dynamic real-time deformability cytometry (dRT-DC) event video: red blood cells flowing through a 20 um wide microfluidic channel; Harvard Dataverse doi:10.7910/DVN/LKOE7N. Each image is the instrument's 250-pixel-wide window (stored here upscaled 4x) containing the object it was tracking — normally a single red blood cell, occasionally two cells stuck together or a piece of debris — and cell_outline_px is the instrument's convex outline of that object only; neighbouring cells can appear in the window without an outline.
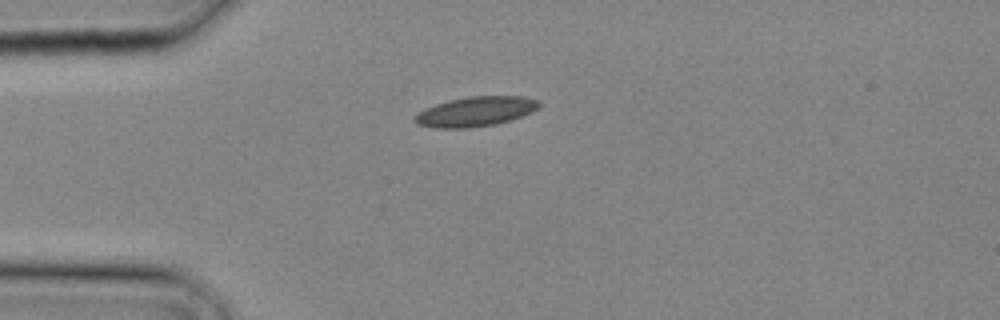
{"species": "common noctule bat (a hibernating species)", "species_latin": "Nyctalus noctula", "temperature_condition": "cold", "stored_images_in_passage": 8, "camera_frame_rate_fps": 3000, "um_per_image_px": 0.085, "animal": {"sex": "male", "body_mass_g": 20.4}, "frame": {"image": 1, "passage_image": 1, "time_ms": 0.0, "image_size_px": [1000, 320], "cell_outline_px": [[540, 108], [532, 112], [512, 120], [496, 124], [468, 128], [436, 128], [416, 124], [412, 120], [420, 112], [436, 104], [452, 100], [472, 96], [520, 96], [540, 100]], "centroid_in_image_um": [40.49, 9.49], "position_along_channel_um": 44.5, "area_um2": 21.44}}
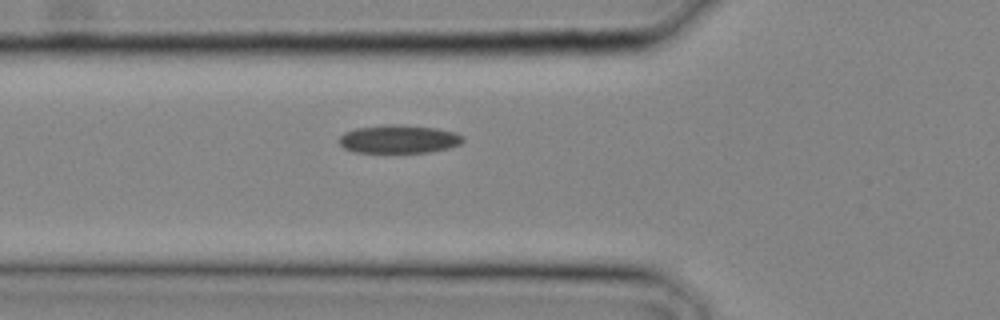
{"frame": {"image": 2, "passage_image": 4, "time_ms": 1.0, "image_size_px": [1000, 320], "cell_outline_px": [[464, 140], [460, 144], [448, 148], [428, 152], [356, 152], [344, 148], [340, 144], [340, 136], [344, 132], [356, 128], [388, 124], [404, 124], [436, 128], [456, 132], [464, 136]], "centroid_in_image_um": [33.93, 11.81], "position_along_channel_um": 91.9, "area_um2": 20.46}}
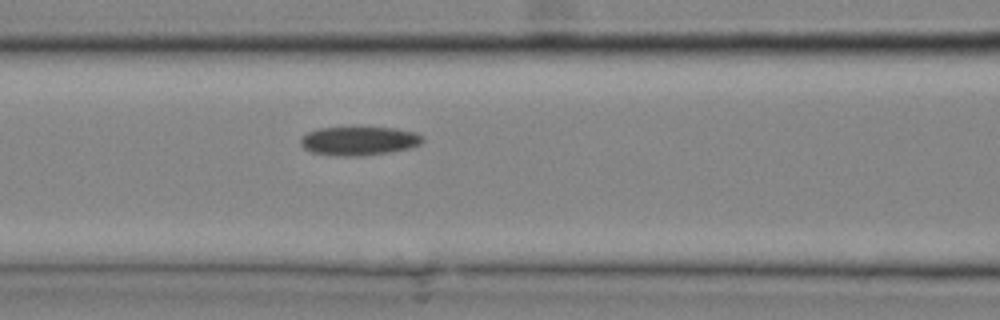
{"frame": {"image": 3, "passage_image": 6, "time_ms": 1.667, "image_size_px": [1000, 320], "cell_outline_px": [[424, 140], [420, 144], [412, 148], [388, 152], [360, 156], [332, 156], [312, 152], [304, 148], [300, 144], [300, 136], [308, 132], [320, 128], [396, 128], [416, 132], [424, 136]], "centroid_in_image_um": [30.52, 11.98], "position_along_channel_um": 136.1, "area_um2": 20.58}}